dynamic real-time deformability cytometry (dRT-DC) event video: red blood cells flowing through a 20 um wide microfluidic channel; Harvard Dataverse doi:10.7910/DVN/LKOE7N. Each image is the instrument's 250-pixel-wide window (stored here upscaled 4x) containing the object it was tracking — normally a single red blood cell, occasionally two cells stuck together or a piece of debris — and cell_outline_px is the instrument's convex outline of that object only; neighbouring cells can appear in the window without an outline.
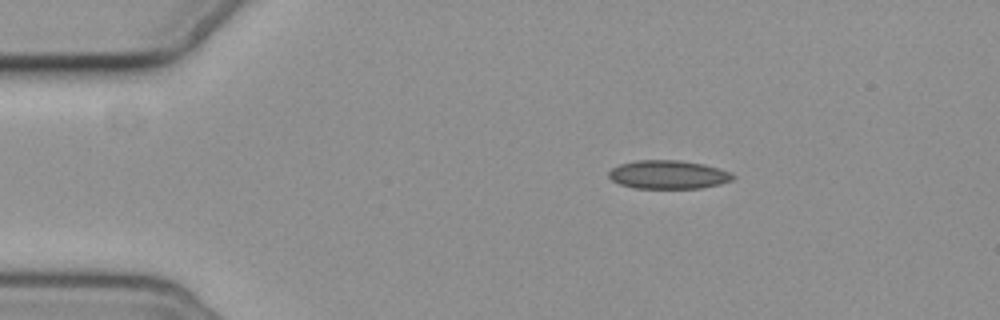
{"species": "common noctule bat (a hibernating species)", "species_latin": "Nyctalus noctula", "temperature_condition": "cold", "stored_images_in_passage": 3, "segment_of_instrument_passage": [1, 2], "camera_frame_rate_fps": 3000, "um_per_image_px": 0.085, "animal": {"sex": "female", "body_mass_g": 19.3, "forearm_length_mm": 54.1}, "frame": {"image": 1, "passage_image": 1, "time_ms": 0.0, "image_size_px": [1000, 320], "cell_outline_px": [[736, 176], [732, 180], [720, 184], [700, 188], [636, 188], [620, 184], [612, 180], [608, 176], [608, 172], [612, 168], [620, 164], [636, 160], [680, 160], [704, 164], [720, 168], [732, 172]], "centroid_in_image_um": [56.83, 14.83], "position_along_channel_um": 28.2, "area_um2": 20.75}}